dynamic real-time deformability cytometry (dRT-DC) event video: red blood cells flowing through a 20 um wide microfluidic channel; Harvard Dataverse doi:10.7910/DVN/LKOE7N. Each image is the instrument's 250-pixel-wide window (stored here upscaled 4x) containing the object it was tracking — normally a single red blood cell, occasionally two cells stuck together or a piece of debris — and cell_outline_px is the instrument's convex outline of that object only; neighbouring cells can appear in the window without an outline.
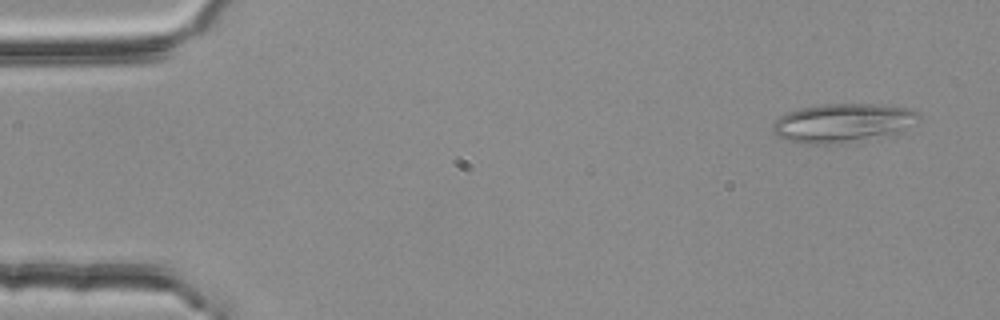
{"species": "common noctule bat (a hibernating species)", "species_latin": "Nyctalus noctula", "temperature_condition": "room temperature", "stored_images_in_passage": 53, "camera_frame_rate_fps": 3000, "um_per_image_px": 0.085, "animal": {"sex": "female", "body_mass_g": 25.1}, "frame": {"image": 1, "passage_image": 3, "time_ms": 0.667, "image_size_px": [1000, 320], "cell_outline_px": [[920, 120], [904, 128], [840, 144], [796, 144], [772, 132], [772, 124], [780, 116], [788, 112], [800, 108], [820, 104], [880, 104], [908, 108], [916, 112], [920, 116]], "centroid_in_image_um": [71.53, 10.43], "position_along_channel_um": 13.5, "area_um2": 32.37}}
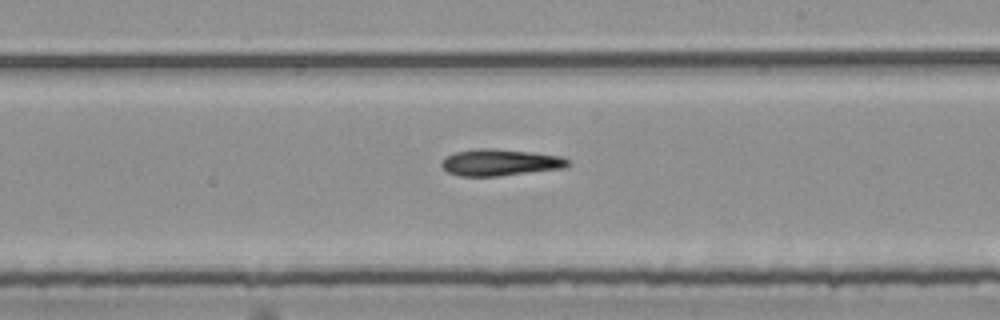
{"frame": {"image": 2, "passage_image": 31, "time_ms": 10.0, "image_size_px": [1000, 320], "cell_outline_px": [[568, 164], [564, 168], [500, 176], [460, 176], [448, 172], [440, 164], [444, 156], [456, 152], [480, 148], [496, 148], [532, 152], [560, 156], [568, 160]], "centroid_in_image_um": [42.47, 13.8], "position_along_channel_um": 246.5, "area_um2": 19.59}}
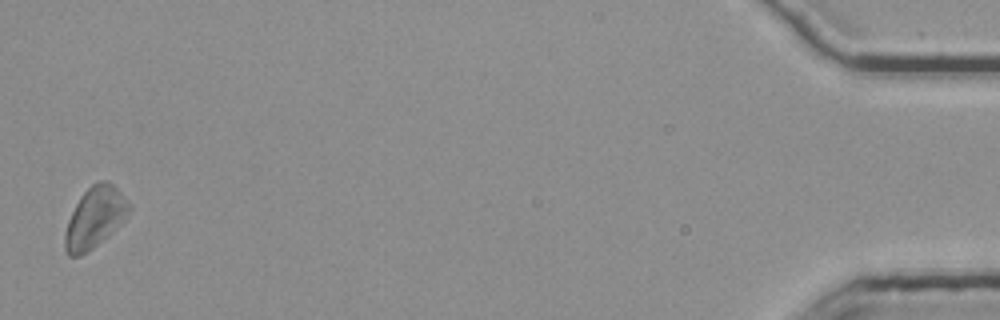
{"frame": {"image": 3, "passage_image": 53, "time_ms": 17.333, "image_size_px": [1000, 320], "cell_outline_px": [[132, 208], [124, 220], [120, 224], [92, 248], [80, 256], [68, 256], [64, 248], [64, 232], [68, 220], [80, 196], [92, 184], [100, 180], [108, 180], [132, 204]], "centroid_in_image_um": [8.06, 18.47], "position_along_channel_um": 427.1, "area_um2": 22.6}}